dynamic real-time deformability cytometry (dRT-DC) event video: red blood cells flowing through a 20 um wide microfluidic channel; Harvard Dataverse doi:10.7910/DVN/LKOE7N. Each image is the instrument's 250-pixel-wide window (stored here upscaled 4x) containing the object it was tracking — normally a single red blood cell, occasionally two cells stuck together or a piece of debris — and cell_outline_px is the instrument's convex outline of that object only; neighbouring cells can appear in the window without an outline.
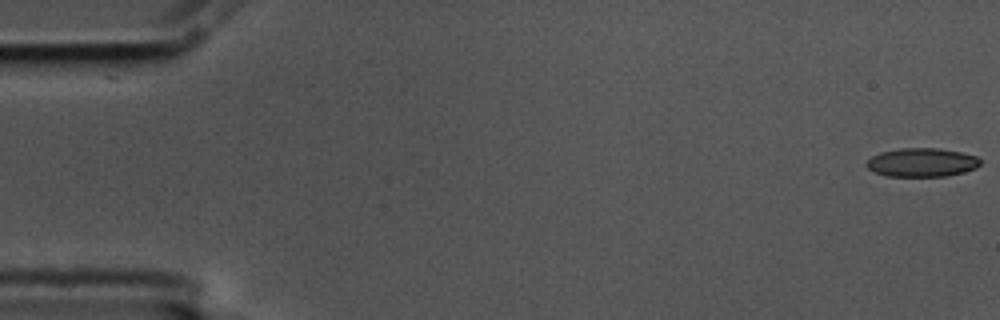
{"species": "common noctule bat (a hibernating species)", "species_latin": "Nyctalus noctula", "temperature_condition": "cold", "stored_images_in_passage": 11, "camera_frame_rate_fps": 3000, "um_per_image_px": 0.085, "animal": {"sex": "male", "body_mass_g": 17.5, "forearm_length_mm": 52.3}, "frame": {"image": 1, "passage_image": 1, "time_ms": 0.0, "image_size_px": [1000, 320], "cell_outline_px": [[980, 164], [976, 168], [964, 172], [944, 176], [888, 176], [876, 172], [868, 168], [864, 164], [872, 156], [880, 152], [900, 148], [936, 148], [960, 152], [976, 156], [980, 160]], "centroid_in_image_um": [78.34, 13.8], "position_along_channel_um": 6.7, "area_um2": 18.9}}